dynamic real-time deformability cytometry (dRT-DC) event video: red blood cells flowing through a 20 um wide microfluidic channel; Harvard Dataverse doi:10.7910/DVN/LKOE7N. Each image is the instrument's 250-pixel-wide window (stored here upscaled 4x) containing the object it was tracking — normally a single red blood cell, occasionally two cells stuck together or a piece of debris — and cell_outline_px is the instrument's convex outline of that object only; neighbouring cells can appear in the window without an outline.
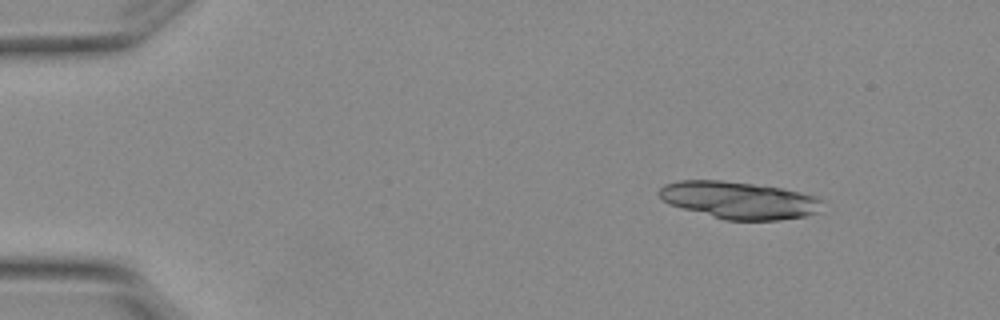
{"species": "Egyptian fruit bat (a non-hibernating species)", "species_latin": "Rousettus aegyptiacus", "temperature_condition": "warm", "stored_images_in_passage": 4, "segment_of_instrument_passage": [2, 2], "camera_frame_rate_fps": 3000, "um_per_image_px": 0.085, "animal": {"sex": "female"}, "frame": {"image": 1, "passage_image": 4, "time_ms": 1.0, "image_size_px": [1000, 320], "cell_outline_px": [[824, 212], [808, 216], [780, 220], [724, 220], [668, 204], [656, 192], [664, 184], [680, 180], [720, 180], [784, 188], [820, 196]], "centroid_in_image_um": [62.9, 17.02], "position_along_channel_um": 22.1, "area_um2": 35.95}}